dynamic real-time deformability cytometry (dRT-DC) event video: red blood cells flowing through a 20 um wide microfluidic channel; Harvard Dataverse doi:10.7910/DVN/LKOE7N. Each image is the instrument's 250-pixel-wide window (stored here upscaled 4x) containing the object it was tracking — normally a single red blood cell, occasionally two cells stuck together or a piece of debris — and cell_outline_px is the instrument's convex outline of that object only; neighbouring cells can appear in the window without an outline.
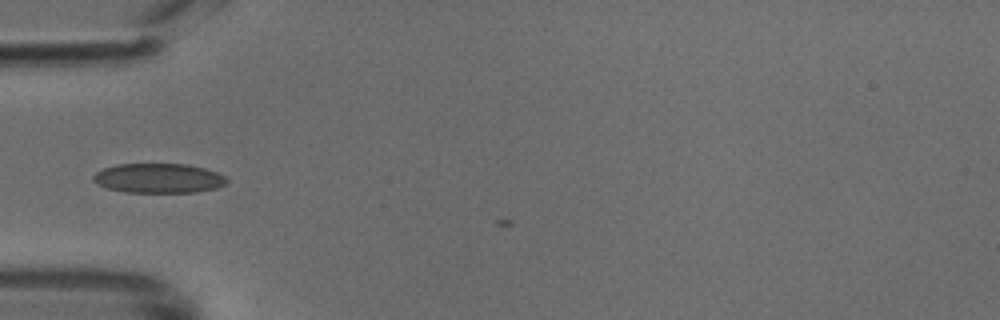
{"species": "common noctule bat (a hibernating species)", "species_latin": "Nyctalus noctula", "temperature_condition": "cold", "stored_images_in_passage": 4, "camera_frame_rate_fps": 3000, "um_per_image_px": 0.085, "animal": {"sex": "male", "body_mass_g": 18.8}, "frame": {"image": 1, "passage_image": 1, "time_ms": 0.0, "image_size_px": [1000, 320], "cell_outline_px": [[228, 180], [224, 184], [216, 188], [196, 192], [124, 192], [108, 188], [96, 184], [92, 180], [92, 176], [96, 172], [104, 168], [116, 164], [188, 164], [204, 168], [216, 172], [224, 176]], "centroid_in_image_um": [13.45, 15.14], "position_along_channel_um": 71.6, "area_um2": 23.0}}